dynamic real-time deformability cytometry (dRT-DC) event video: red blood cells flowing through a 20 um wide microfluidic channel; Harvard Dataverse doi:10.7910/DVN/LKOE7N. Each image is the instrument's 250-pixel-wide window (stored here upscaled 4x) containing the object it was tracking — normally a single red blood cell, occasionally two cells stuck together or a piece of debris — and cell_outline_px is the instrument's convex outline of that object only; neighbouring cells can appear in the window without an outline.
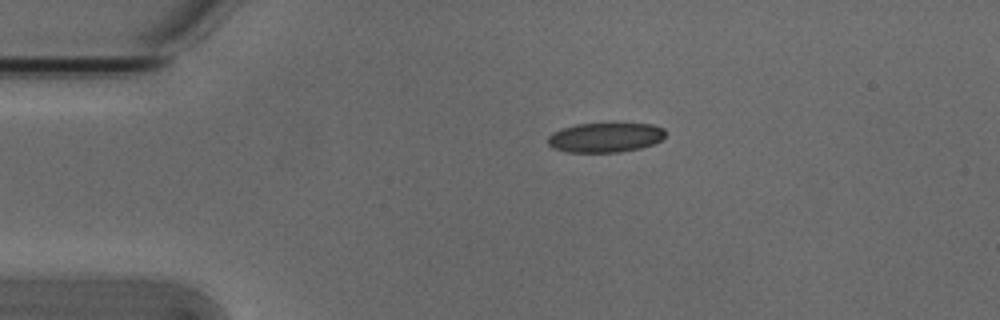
{"species": "Egyptian fruit bat (a non-hibernating species)", "species_latin": "Rousettus aegyptiacus", "temperature_condition": "cold", "stored_images_in_passage": 2, "camera_frame_rate_fps": 3000, "um_per_image_px": 0.085, "animal": {"sex": "male"}, "frame": {"image": 1, "passage_image": 1, "time_ms": 0.0, "image_size_px": [1000, 320], "cell_outline_px": [[664, 136], [660, 140], [652, 144], [640, 148], [620, 152], [568, 152], [552, 148], [548, 144], [548, 136], [552, 132], [576, 124], [652, 124], [664, 128]], "centroid_in_image_um": [51.42, 11.69], "position_along_channel_um": 33.6, "area_um2": 20.11}}